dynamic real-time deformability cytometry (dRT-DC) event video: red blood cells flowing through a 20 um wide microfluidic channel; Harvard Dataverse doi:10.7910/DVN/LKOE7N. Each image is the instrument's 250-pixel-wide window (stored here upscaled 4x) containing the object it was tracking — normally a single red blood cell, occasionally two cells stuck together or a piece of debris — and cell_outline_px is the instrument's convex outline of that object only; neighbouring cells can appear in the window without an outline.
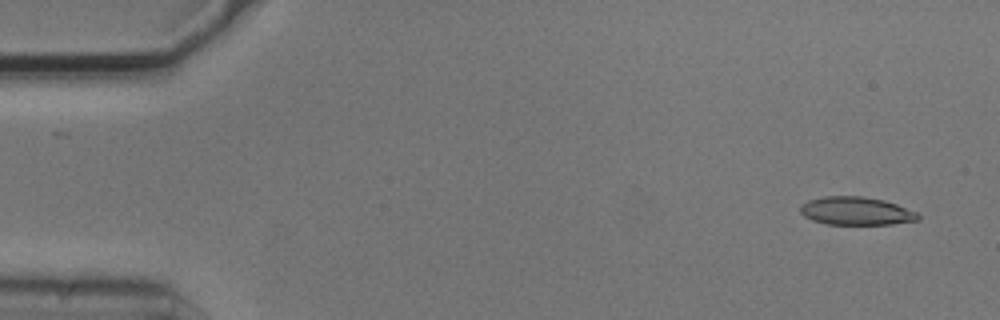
{"species": "common noctule bat (a hibernating species)", "species_latin": "Nyctalus noctula", "temperature_condition": "cold", "stored_images_in_passage": 2, "camera_frame_rate_fps": 3000, "um_per_image_px": 0.085, "animal": {"sex": "male", "body_mass_g": 20.5, "forearm_length_mm": 52.5}, "frame": {"image": 1, "passage_image": 2, "time_ms": 0.333, "image_size_px": [1000, 320], "cell_outline_px": [[920, 220], [892, 224], [828, 224], [812, 220], [804, 216], [800, 212], [800, 204], [808, 200], [824, 196], [864, 196], [884, 200], [896, 204], [916, 212], [920, 216]], "centroid_in_image_um": [72.76, 17.93], "position_along_channel_um": 12.2, "area_um2": 19.36}}